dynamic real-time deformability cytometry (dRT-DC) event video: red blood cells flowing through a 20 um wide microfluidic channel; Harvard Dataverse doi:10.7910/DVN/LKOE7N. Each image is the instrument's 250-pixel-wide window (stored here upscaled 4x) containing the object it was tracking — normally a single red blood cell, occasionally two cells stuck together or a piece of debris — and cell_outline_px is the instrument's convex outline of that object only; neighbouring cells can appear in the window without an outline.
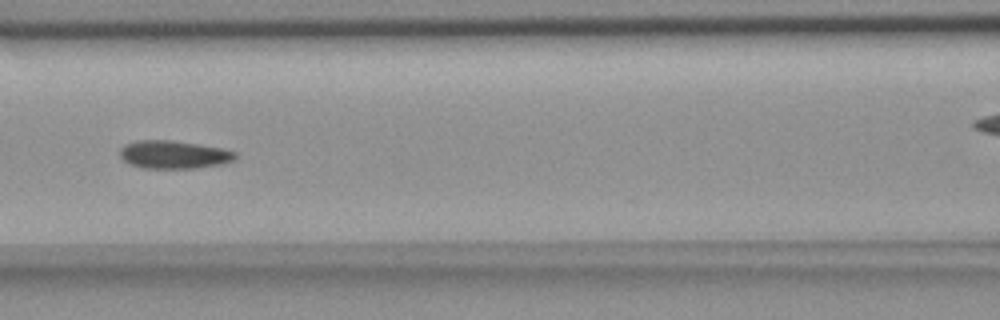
{"species": "common noctule bat (a hibernating species)", "species_latin": "Nyctalus noctula", "temperature_condition": "room temperature", "stored_images_in_passage": 14, "camera_frame_rate_fps": 3000, "um_per_image_px": 0.085, "animal": {"sex": "female", "body_mass_g": 18.4}, "frame": {"image": 1, "passage_image": 5, "time_ms": 4.667, "image_size_px": [1000, 320], "cell_outline_px": [[236, 156], [232, 160], [220, 164], [196, 168], [140, 168], [128, 164], [120, 156], [120, 148], [124, 144], [136, 140], [172, 140], [200, 144], [220, 148], [236, 152]], "centroid_in_image_um": [14.71, 13.13], "position_along_channel_um": 151.9, "area_um2": 18.9}}
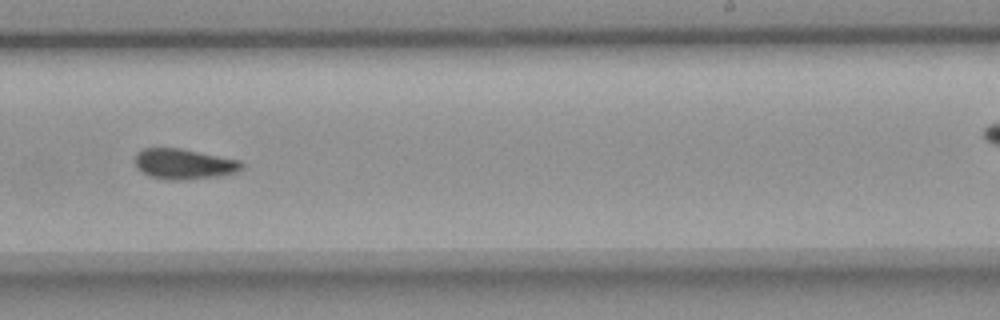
{"frame": {"image": 2, "passage_image": 8, "time_ms": 8.0, "image_size_px": [1000, 320], "cell_outline_px": [[244, 168], [236, 172], [220, 176], [184, 180], [164, 180], [148, 176], [136, 168], [136, 152], [144, 148], [180, 148], [240, 160], [244, 164]], "centroid_in_image_um": [15.63, 13.95], "position_along_channel_um": 273.4, "area_um2": 19.13}}
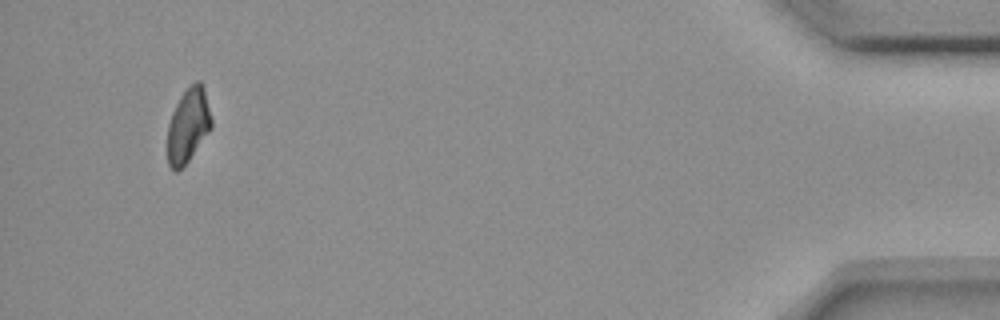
{"frame": {"image": 3, "passage_image": 14, "time_ms": 16.0, "image_size_px": [1000, 320], "cell_outline_px": [[212, 128], [188, 160], [176, 172], [168, 164], [168, 124], [172, 112], [180, 96], [196, 80], [200, 80], [204, 84], [212, 120]], "centroid_in_image_um": [16.01, 10.61], "position_along_channel_um": 419.2, "area_um2": 18.9}, "authors_computed_cell_mechanics": {"area_um2": 18.4382, "velocity_mm_per_s": 3.665, "shape_relaxation_time_tau1_ms": 2.7911, "shape_relaxation_time_tau2_ms": 3.2584, "deformation_change_tau1": 0.0979, "deformation_change_tau2": 0.0794}}